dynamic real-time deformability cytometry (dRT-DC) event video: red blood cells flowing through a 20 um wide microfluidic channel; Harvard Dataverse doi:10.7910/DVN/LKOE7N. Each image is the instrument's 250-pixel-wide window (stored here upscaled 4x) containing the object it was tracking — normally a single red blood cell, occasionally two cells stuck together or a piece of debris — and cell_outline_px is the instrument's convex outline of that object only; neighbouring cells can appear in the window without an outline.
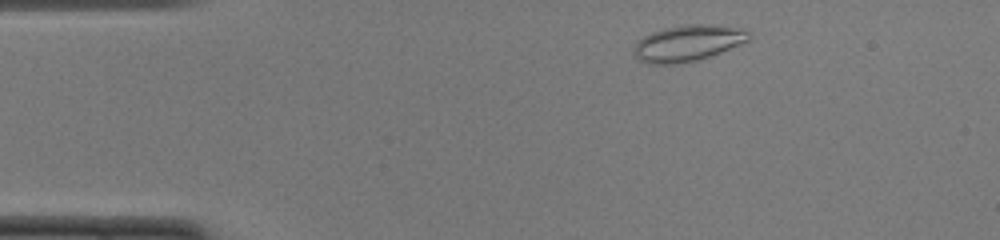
{"species": "common noctule bat (a hibernating species)", "species_latin": "Nyctalus noctula", "temperature_condition": "cold", "stored_images_in_passage": 45, "camera_frame_rate_fps": 3000, "um_per_image_px": 0.085, "animal": {"sex": "female", "body_mass_g": 22.0, "forearm_length_mm": 56.7}, "frame": {"image": 1, "passage_image": 3, "time_ms": 0.667, "image_size_px": [1000, 240], "cell_outline_px": [[752, 36], [748, 40], [740, 44], [720, 52], [696, 60], [680, 64], [648, 64], [640, 60], [636, 56], [632, 48], [636, 40], [652, 32], [664, 28], [684, 24], [700, 24], [732, 28], [748, 32]], "centroid_in_image_um": [58.37, 3.68], "position_along_channel_um": 26.6, "area_um2": 23.87}}
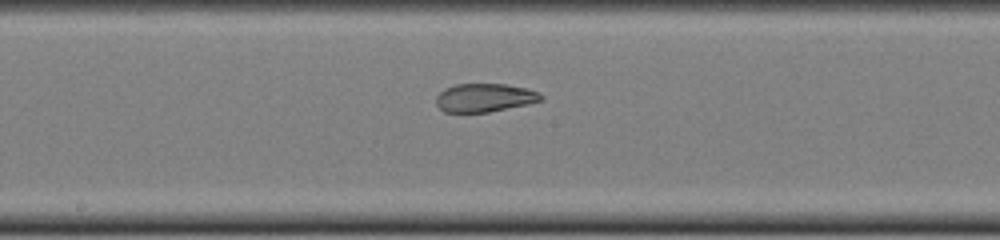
{"frame": {"image": 2, "passage_image": 21, "time_ms": 6.667, "image_size_px": [1000, 240], "cell_outline_px": [[544, 100], [528, 104], [488, 112], [444, 112], [436, 104], [436, 96], [444, 88], [456, 84], [508, 84], [540, 92], [544, 96]], "centroid_in_image_um": [41.21, 8.3], "position_along_channel_um": 207.0, "area_um2": 17.46}}
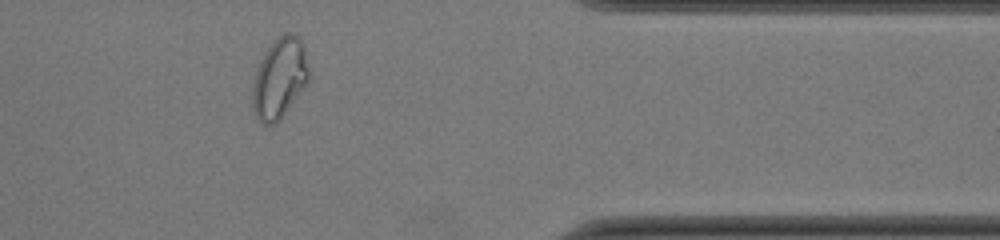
{"frame": {"image": 3, "passage_image": 36, "time_ms": 11.667, "image_size_px": [1000, 240], "cell_outline_px": [[312, 76], [280, 120], [276, 124], [264, 124], [256, 120], [252, 108], [252, 88], [256, 72], [260, 60], [272, 40], [276, 36], [284, 32], [288, 32], [296, 36], [304, 44], [312, 72]], "centroid_in_image_um": [23.78, 6.63], "position_along_channel_um": 387.6, "area_um2": 27.11}, "authors_computed_cell_mechanics": {"area_um2": 21.675, "velocity_mm_per_s": 3.9858, "shape_relaxation_time_tau1_ms": null, "shape_relaxation_time_tau2_ms": 1.0384, "deformation_change_tau1": null, "deformation_change_tau2": 0.0518}}